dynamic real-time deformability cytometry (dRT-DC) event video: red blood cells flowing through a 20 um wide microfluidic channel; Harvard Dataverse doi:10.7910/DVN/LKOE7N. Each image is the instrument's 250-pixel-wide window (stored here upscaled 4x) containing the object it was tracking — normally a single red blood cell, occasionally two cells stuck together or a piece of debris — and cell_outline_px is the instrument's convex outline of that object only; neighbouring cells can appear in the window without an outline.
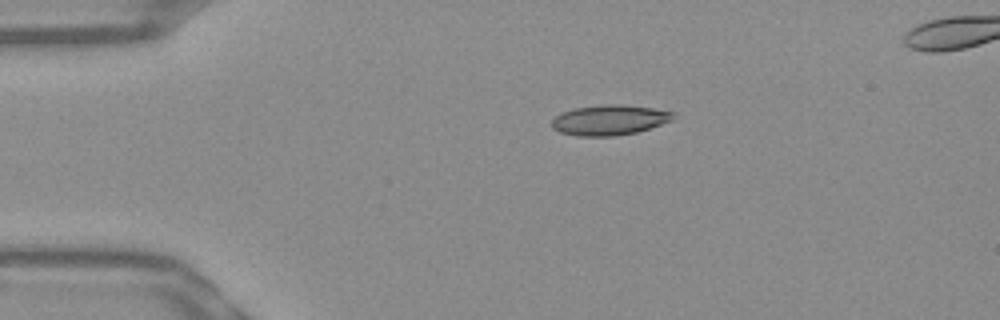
{"species": "Egyptian fruit bat (a non-hibernating species)", "species_latin": "Rousettus aegyptiacus", "temperature_condition": "warm", "stored_images_in_passage": 43, "camera_frame_rate_fps": 3000, "um_per_image_px": 0.085, "frame": {"image": 1, "passage_image": 1, "time_ms": 0.0, "image_size_px": [1000, 320], "cell_outline_px": [[676, 116], [672, 120], [636, 132], [616, 136], [576, 136], [560, 132], [552, 128], [552, 120], [556, 116], [564, 112], [576, 108], [608, 104], [620, 104], [652, 108], [676, 112]], "centroid_in_image_um": [51.82, 10.2], "position_along_channel_um": 33.2, "area_um2": 21.21}}
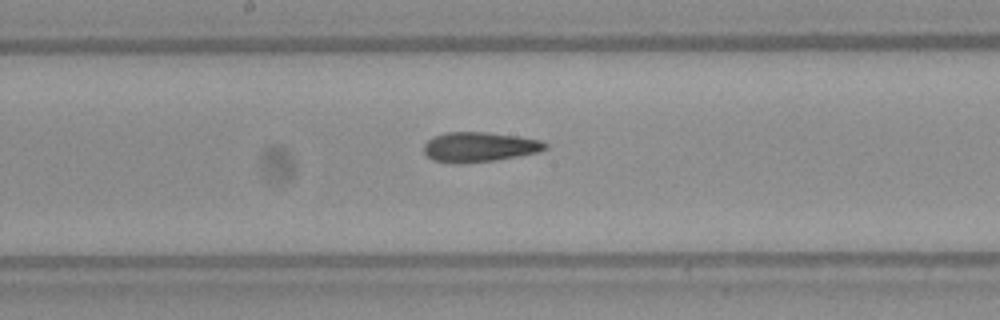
{"frame": {"image": 2, "passage_image": 18, "time_ms": 5.667, "image_size_px": [1000, 320], "cell_outline_px": [[548, 148], [536, 152], [496, 160], [460, 164], [456, 164], [432, 160], [424, 152], [424, 144], [428, 140], [444, 132], [488, 132], [520, 136], [540, 140], [548, 144]], "centroid_in_image_um": [40.73, 12.49], "position_along_channel_um": 207.5, "area_um2": 21.15}}
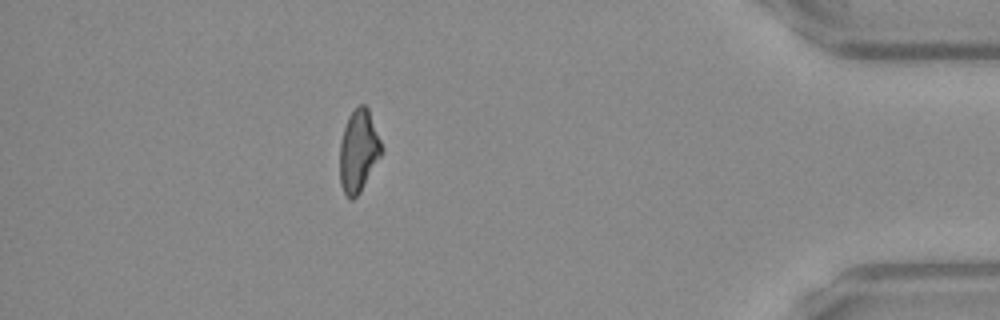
{"frame": {"image": 3, "passage_image": 37, "time_ms": 12.0, "image_size_px": [1000, 320], "cell_outline_px": [[384, 152], [360, 192], [352, 200], [344, 192], [340, 184], [340, 144], [344, 128], [348, 116], [360, 104], [364, 104], [368, 108], [384, 148]], "centroid_in_image_um": [30.5, 12.83], "position_along_channel_um": 404.7, "area_um2": 20.06}}